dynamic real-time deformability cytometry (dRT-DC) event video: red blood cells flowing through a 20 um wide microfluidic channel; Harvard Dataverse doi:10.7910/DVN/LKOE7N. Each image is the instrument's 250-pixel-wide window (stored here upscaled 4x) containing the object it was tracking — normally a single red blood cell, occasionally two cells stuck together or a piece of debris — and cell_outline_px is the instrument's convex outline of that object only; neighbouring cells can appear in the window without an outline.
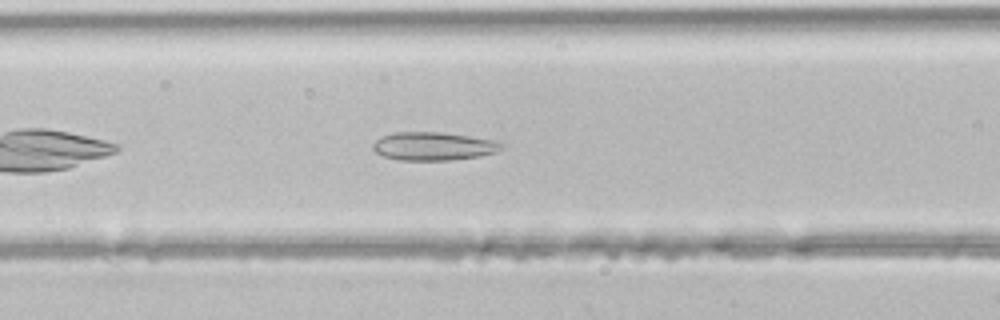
{"species": "common noctule bat (a hibernating species)", "species_latin": "Nyctalus noctula", "temperature_condition": "room temperature", "stored_images_in_passage": 34, "camera_frame_rate_fps": 3000, "um_per_image_px": 0.085, "animal": {"sex": "male", "body_mass_g": 21.5, "forearm_length_mm": 52.0}, "frame": {"image": 1, "passage_image": 7, "time_ms": 2.0, "image_size_px": [1000, 320], "cell_outline_px": [[504, 148], [496, 152], [480, 156], [448, 160], [400, 160], [384, 156], [376, 152], [372, 148], [372, 144], [380, 136], [392, 132], [440, 132], [496, 140], [504, 144]], "centroid_in_image_um": [36.84, 12.42], "position_along_channel_um": 129.8, "area_um2": 21.27}}
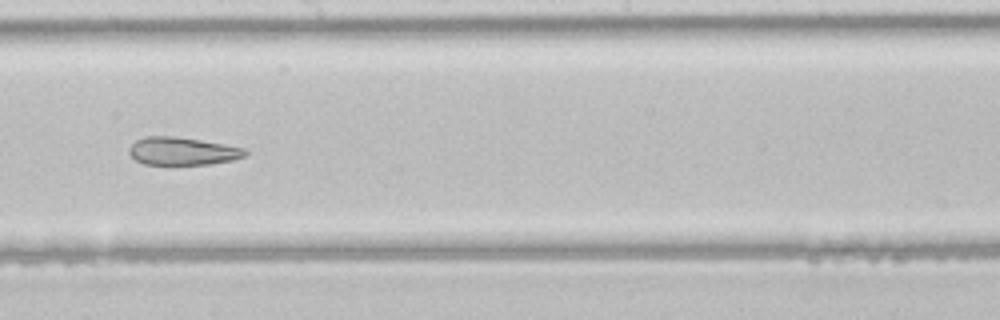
{"frame": {"image": 2, "passage_image": 14, "time_ms": 4.333, "image_size_px": [1000, 320], "cell_outline_px": [[248, 152], [244, 156], [232, 160], [208, 164], [144, 164], [136, 160], [128, 152], [128, 148], [136, 140], [144, 136], [176, 136], [248, 148]], "centroid_in_image_um": [15.51, 12.83], "position_along_channel_um": 232.7, "area_um2": 18.84}}
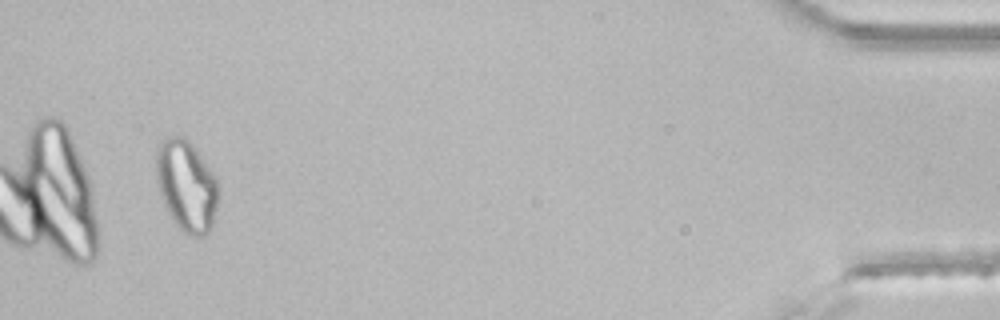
{"frame": {"image": 3, "passage_image": 32, "time_ms": 10.333, "image_size_px": [1000, 320], "cell_outline_px": [[220, 188], [212, 228], [204, 236], [192, 236], [184, 232], [176, 224], [168, 212], [160, 196], [156, 184], [156, 144], [160, 140], [168, 136], [184, 136], [192, 144], [216, 176]], "centroid_in_image_um": [15.84, 15.76], "position_along_channel_um": 419.4, "area_um2": 33.58}}